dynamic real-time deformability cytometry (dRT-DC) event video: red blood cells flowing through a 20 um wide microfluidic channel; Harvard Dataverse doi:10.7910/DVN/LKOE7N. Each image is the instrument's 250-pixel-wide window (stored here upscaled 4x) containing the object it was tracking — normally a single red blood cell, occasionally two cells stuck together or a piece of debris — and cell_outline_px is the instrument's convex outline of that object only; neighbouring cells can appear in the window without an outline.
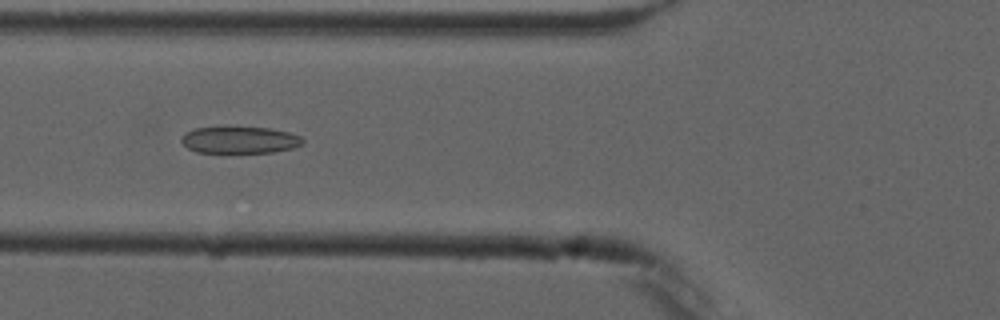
{"species": "common noctule bat (a hibernating species)", "species_latin": "Nyctalus noctula", "temperature_condition": "cold", "stored_images_in_passage": 8, "camera_frame_rate_fps": 3000, "um_per_image_px": 0.085, "animal": {"sex": "male", "forearm_length_mm": 52.5}, "frame": {"image": 1, "passage_image": 6, "time_ms": 5.667, "image_size_px": [1000, 320], "cell_outline_px": [[304, 144], [292, 148], [272, 152], [196, 152], [188, 148], [180, 140], [184, 132], [196, 128], [268, 128], [288, 132], [300, 136], [304, 140]], "centroid_in_image_um": [20.38, 11.9], "position_along_channel_um": 105.4, "area_um2": 18.61}}
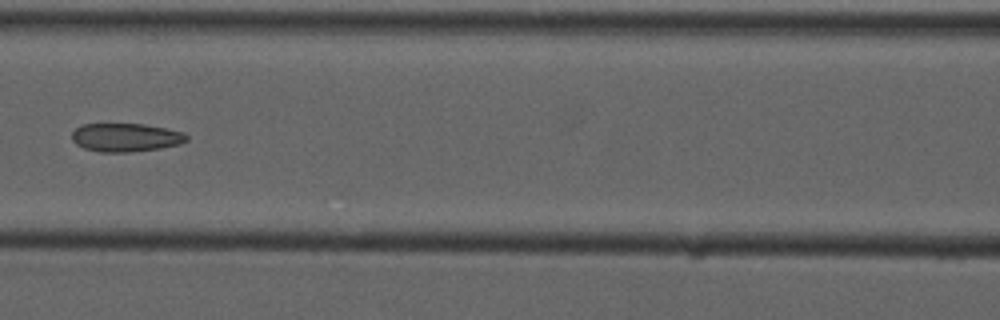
{"frame": {"image": 2, "passage_image": 7, "time_ms": 7.0, "image_size_px": [1000, 320], "cell_outline_px": [[188, 140], [180, 144], [160, 148], [128, 152], [100, 152], [84, 148], [76, 144], [72, 140], [72, 132], [76, 128], [84, 124], [144, 124], [184, 132], [188, 136]], "centroid_in_image_um": [10.69, 11.68], "position_along_channel_um": 155.9, "area_um2": 18.96}}
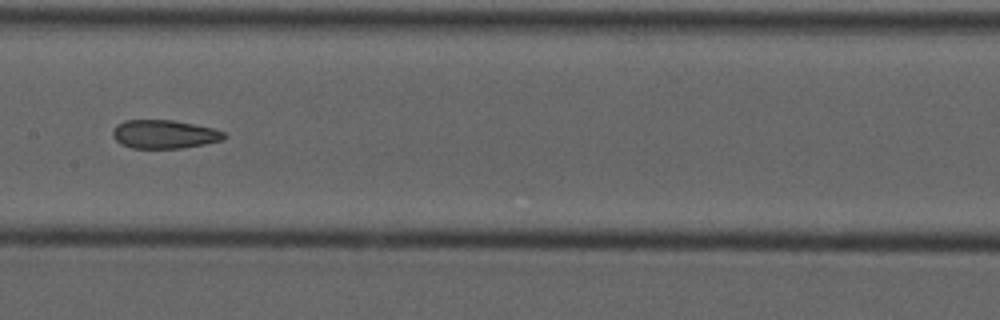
{"frame": {"image": 3, "passage_image": 8, "time_ms": 8.0, "image_size_px": [1000, 320], "cell_outline_px": [[228, 136], [224, 140], [204, 144], [180, 148], [132, 148], [120, 144], [112, 136], [112, 132], [116, 124], [124, 120], [172, 120], [212, 128], [224, 132]], "centroid_in_image_um": [13.95, 11.41], "position_along_channel_um": 193.5, "area_um2": 18.55}}